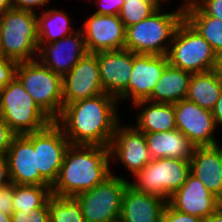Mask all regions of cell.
Instances as JSON below:
<instances>
[{
    "instance_id": "obj_19",
    "label": "cell",
    "mask_w": 222,
    "mask_h": 222,
    "mask_svg": "<svg viewBox=\"0 0 222 222\" xmlns=\"http://www.w3.org/2000/svg\"><path fill=\"white\" fill-rule=\"evenodd\" d=\"M100 80L105 93L118 97L128 86L133 52L123 49L97 52Z\"/></svg>"
},
{
    "instance_id": "obj_41",
    "label": "cell",
    "mask_w": 222,
    "mask_h": 222,
    "mask_svg": "<svg viewBox=\"0 0 222 222\" xmlns=\"http://www.w3.org/2000/svg\"><path fill=\"white\" fill-rule=\"evenodd\" d=\"M212 71L216 72L222 77V49L215 52V60Z\"/></svg>"
},
{
    "instance_id": "obj_16",
    "label": "cell",
    "mask_w": 222,
    "mask_h": 222,
    "mask_svg": "<svg viewBox=\"0 0 222 222\" xmlns=\"http://www.w3.org/2000/svg\"><path fill=\"white\" fill-rule=\"evenodd\" d=\"M11 182L17 185H50L37 168V149L33 146V132L16 135L7 152Z\"/></svg>"
},
{
    "instance_id": "obj_36",
    "label": "cell",
    "mask_w": 222,
    "mask_h": 222,
    "mask_svg": "<svg viewBox=\"0 0 222 222\" xmlns=\"http://www.w3.org/2000/svg\"><path fill=\"white\" fill-rule=\"evenodd\" d=\"M14 183H10L0 188V211L11 215L13 212Z\"/></svg>"
},
{
    "instance_id": "obj_15",
    "label": "cell",
    "mask_w": 222,
    "mask_h": 222,
    "mask_svg": "<svg viewBox=\"0 0 222 222\" xmlns=\"http://www.w3.org/2000/svg\"><path fill=\"white\" fill-rule=\"evenodd\" d=\"M63 105L105 93L100 80L97 53L85 54L62 77Z\"/></svg>"
},
{
    "instance_id": "obj_44",
    "label": "cell",
    "mask_w": 222,
    "mask_h": 222,
    "mask_svg": "<svg viewBox=\"0 0 222 222\" xmlns=\"http://www.w3.org/2000/svg\"><path fill=\"white\" fill-rule=\"evenodd\" d=\"M0 222H12L11 215L4 214L3 212L0 211Z\"/></svg>"
},
{
    "instance_id": "obj_6",
    "label": "cell",
    "mask_w": 222,
    "mask_h": 222,
    "mask_svg": "<svg viewBox=\"0 0 222 222\" xmlns=\"http://www.w3.org/2000/svg\"><path fill=\"white\" fill-rule=\"evenodd\" d=\"M0 119L17 135L40 131L52 122L16 77L0 90Z\"/></svg>"
},
{
    "instance_id": "obj_18",
    "label": "cell",
    "mask_w": 222,
    "mask_h": 222,
    "mask_svg": "<svg viewBox=\"0 0 222 222\" xmlns=\"http://www.w3.org/2000/svg\"><path fill=\"white\" fill-rule=\"evenodd\" d=\"M168 203L179 212L206 218L220 207V199L191 173Z\"/></svg>"
},
{
    "instance_id": "obj_13",
    "label": "cell",
    "mask_w": 222,
    "mask_h": 222,
    "mask_svg": "<svg viewBox=\"0 0 222 222\" xmlns=\"http://www.w3.org/2000/svg\"><path fill=\"white\" fill-rule=\"evenodd\" d=\"M167 64V55L133 53L132 73L127 88L117 97L118 102L130 99L134 104L147 100Z\"/></svg>"
},
{
    "instance_id": "obj_37",
    "label": "cell",
    "mask_w": 222,
    "mask_h": 222,
    "mask_svg": "<svg viewBox=\"0 0 222 222\" xmlns=\"http://www.w3.org/2000/svg\"><path fill=\"white\" fill-rule=\"evenodd\" d=\"M17 134L0 119V155H7L12 140Z\"/></svg>"
},
{
    "instance_id": "obj_25",
    "label": "cell",
    "mask_w": 222,
    "mask_h": 222,
    "mask_svg": "<svg viewBox=\"0 0 222 222\" xmlns=\"http://www.w3.org/2000/svg\"><path fill=\"white\" fill-rule=\"evenodd\" d=\"M222 90V77L214 71L192 74L186 99L212 111Z\"/></svg>"
},
{
    "instance_id": "obj_45",
    "label": "cell",
    "mask_w": 222,
    "mask_h": 222,
    "mask_svg": "<svg viewBox=\"0 0 222 222\" xmlns=\"http://www.w3.org/2000/svg\"><path fill=\"white\" fill-rule=\"evenodd\" d=\"M220 153H221V158H222V145L220 147Z\"/></svg>"
},
{
    "instance_id": "obj_43",
    "label": "cell",
    "mask_w": 222,
    "mask_h": 222,
    "mask_svg": "<svg viewBox=\"0 0 222 222\" xmlns=\"http://www.w3.org/2000/svg\"><path fill=\"white\" fill-rule=\"evenodd\" d=\"M12 9L11 0H0V14Z\"/></svg>"
},
{
    "instance_id": "obj_27",
    "label": "cell",
    "mask_w": 222,
    "mask_h": 222,
    "mask_svg": "<svg viewBox=\"0 0 222 222\" xmlns=\"http://www.w3.org/2000/svg\"><path fill=\"white\" fill-rule=\"evenodd\" d=\"M185 1L184 19L211 45L214 52L221 50L222 20L207 16L192 0Z\"/></svg>"
},
{
    "instance_id": "obj_28",
    "label": "cell",
    "mask_w": 222,
    "mask_h": 222,
    "mask_svg": "<svg viewBox=\"0 0 222 222\" xmlns=\"http://www.w3.org/2000/svg\"><path fill=\"white\" fill-rule=\"evenodd\" d=\"M51 196V185L14 184L12 209L30 213L32 209L44 206Z\"/></svg>"
},
{
    "instance_id": "obj_21",
    "label": "cell",
    "mask_w": 222,
    "mask_h": 222,
    "mask_svg": "<svg viewBox=\"0 0 222 222\" xmlns=\"http://www.w3.org/2000/svg\"><path fill=\"white\" fill-rule=\"evenodd\" d=\"M190 173L198 178L217 198H222V158L220 146L194 147Z\"/></svg>"
},
{
    "instance_id": "obj_8",
    "label": "cell",
    "mask_w": 222,
    "mask_h": 222,
    "mask_svg": "<svg viewBox=\"0 0 222 222\" xmlns=\"http://www.w3.org/2000/svg\"><path fill=\"white\" fill-rule=\"evenodd\" d=\"M190 174V160L174 158L152 159L129 182L134 189L165 199L170 197L184 184Z\"/></svg>"
},
{
    "instance_id": "obj_40",
    "label": "cell",
    "mask_w": 222,
    "mask_h": 222,
    "mask_svg": "<svg viewBox=\"0 0 222 222\" xmlns=\"http://www.w3.org/2000/svg\"><path fill=\"white\" fill-rule=\"evenodd\" d=\"M212 114L218 127L222 126V90L220 92L217 103L215 104Z\"/></svg>"
},
{
    "instance_id": "obj_3",
    "label": "cell",
    "mask_w": 222,
    "mask_h": 222,
    "mask_svg": "<svg viewBox=\"0 0 222 222\" xmlns=\"http://www.w3.org/2000/svg\"><path fill=\"white\" fill-rule=\"evenodd\" d=\"M177 9L167 12L162 4L146 19L127 27L124 49L137 54L167 55L175 31L184 19V1Z\"/></svg>"
},
{
    "instance_id": "obj_14",
    "label": "cell",
    "mask_w": 222,
    "mask_h": 222,
    "mask_svg": "<svg viewBox=\"0 0 222 222\" xmlns=\"http://www.w3.org/2000/svg\"><path fill=\"white\" fill-rule=\"evenodd\" d=\"M89 53L123 50L126 28L119 15L93 13L80 27Z\"/></svg>"
},
{
    "instance_id": "obj_42",
    "label": "cell",
    "mask_w": 222,
    "mask_h": 222,
    "mask_svg": "<svg viewBox=\"0 0 222 222\" xmlns=\"http://www.w3.org/2000/svg\"><path fill=\"white\" fill-rule=\"evenodd\" d=\"M204 222H222V208L219 207L214 213L204 218Z\"/></svg>"
},
{
    "instance_id": "obj_23",
    "label": "cell",
    "mask_w": 222,
    "mask_h": 222,
    "mask_svg": "<svg viewBox=\"0 0 222 222\" xmlns=\"http://www.w3.org/2000/svg\"><path fill=\"white\" fill-rule=\"evenodd\" d=\"M139 111L136 118V129L144 133L165 132L177 129L174 104L141 100L133 104Z\"/></svg>"
},
{
    "instance_id": "obj_24",
    "label": "cell",
    "mask_w": 222,
    "mask_h": 222,
    "mask_svg": "<svg viewBox=\"0 0 222 222\" xmlns=\"http://www.w3.org/2000/svg\"><path fill=\"white\" fill-rule=\"evenodd\" d=\"M191 76V73L168 63L147 100L175 104L186 99Z\"/></svg>"
},
{
    "instance_id": "obj_17",
    "label": "cell",
    "mask_w": 222,
    "mask_h": 222,
    "mask_svg": "<svg viewBox=\"0 0 222 222\" xmlns=\"http://www.w3.org/2000/svg\"><path fill=\"white\" fill-rule=\"evenodd\" d=\"M38 45L37 59L62 77L88 53L81 29L55 42Z\"/></svg>"
},
{
    "instance_id": "obj_38",
    "label": "cell",
    "mask_w": 222,
    "mask_h": 222,
    "mask_svg": "<svg viewBox=\"0 0 222 222\" xmlns=\"http://www.w3.org/2000/svg\"><path fill=\"white\" fill-rule=\"evenodd\" d=\"M51 0H11L12 8L36 12V8L46 7Z\"/></svg>"
},
{
    "instance_id": "obj_29",
    "label": "cell",
    "mask_w": 222,
    "mask_h": 222,
    "mask_svg": "<svg viewBox=\"0 0 222 222\" xmlns=\"http://www.w3.org/2000/svg\"><path fill=\"white\" fill-rule=\"evenodd\" d=\"M50 222H86L81 207L74 197L52 195L47 200Z\"/></svg>"
},
{
    "instance_id": "obj_2",
    "label": "cell",
    "mask_w": 222,
    "mask_h": 222,
    "mask_svg": "<svg viewBox=\"0 0 222 222\" xmlns=\"http://www.w3.org/2000/svg\"><path fill=\"white\" fill-rule=\"evenodd\" d=\"M109 147L70 144L51 186L52 195L74 197L103 183L112 175Z\"/></svg>"
},
{
    "instance_id": "obj_39",
    "label": "cell",
    "mask_w": 222,
    "mask_h": 222,
    "mask_svg": "<svg viewBox=\"0 0 222 222\" xmlns=\"http://www.w3.org/2000/svg\"><path fill=\"white\" fill-rule=\"evenodd\" d=\"M11 183L8 160L6 155H0V188Z\"/></svg>"
},
{
    "instance_id": "obj_20",
    "label": "cell",
    "mask_w": 222,
    "mask_h": 222,
    "mask_svg": "<svg viewBox=\"0 0 222 222\" xmlns=\"http://www.w3.org/2000/svg\"><path fill=\"white\" fill-rule=\"evenodd\" d=\"M166 203L165 199L140 192L128 184L122 196L119 222H161Z\"/></svg>"
},
{
    "instance_id": "obj_4",
    "label": "cell",
    "mask_w": 222,
    "mask_h": 222,
    "mask_svg": "<svg viewBox=\"0 0 222 222\" xmlns=\"http://www.w3.org/2000/svg\"><path fill=\"white\" fill-rule=\"evenodd\" d=\"M38 51L37 12L12 8L0 14V54L3 57L26 62L36 59Z\"/></svg>"
},
{
    "instance_id": "obj_26",
    "label": "cell",
    "mask_w": 222,
    "mask_h": 222,
    "mask_svg": "<svg viewBox=\"0 0 222 222\" xmlns=\"http://www.w3.org/2000/svg\"><path fill=\"white\" fill-rule=\"evenodd\" d=\"M72 20L64 10L44 9L37 13L38 44H49L75 33Z\"/></svg>"
},
{
    "instance_id": "obj_35",
    "label": "cell",
    "mask_w": 222,
    "mask_h": 222,
    "mask_svg": "<svg viewBox=\"0 0 222 222\" xmlns=\"http://www.w3.org/2000/svg\"><path fill=\"white\" fill-rule=\"evenodd\" d=\"M99 8L94 13L103 15H119L124 0H93Z\"/></svg>"
},
{
    "instance_id": "obj_9",
    "label": "cell",
    "mask_w": 222,
    "mask_h": 222,
    "mask_svg": "<svg viewBox=\"0 0 222 222\" xmlns=\"http://www.w3.org/2000/svg\"><path fill=\"white\" fill-rule=\"evenodd\" d=\"M129 181L112 173L103 183L74 196L86 222H119L122 196Z\"/></svg>"
},
{
    "instance_id": "obj_11",
    "label": "cell",
    "mask_w": 222,
    "mask_h": 222,
    "mask_svg": "<svg viewBox=\"0 0 222 222\" xmlns=\"http://www.w3.org/2000/svg\"><path fill=\"white\" fill-rule=\"evenodd\" d=\"M108 147L111 162L118 160L132 176L152 160L145 133L131 124L122 125L120 122Z\"/></svg>"
},
{
    "instance_id": "obj_12",
    "label": "cell",
    "mask_w": 222,
    "mask_h": 222,
    "mask_svg": "<svg viewBox=\"0 0 222 222\" xmlns=\"http://www.w3.org/2000/svg\"><path fill=\"white\" fill-rule=\"evenodd\" d=\"M177 129L182 132L194 147L217 144L215 123L212 111L183 99L174 104Z\"/></svg>"
},
{
    "instance_id": "obj_7",
    "label": "cell",
    "mask_w": 222,
    "mask_h": 222,
    "mask_svg": "<svg viewBox=\"0 0 222 222\" xmlns=\"http://www.w3.org/2000/svg\"><path fill=\"white\" fill-rule=\"evenodd\" d=\"M168 63L191 74L212 71L215 52L185 20L178 25L167 53Z\"/></svg>"
},
{
    "instance_id": "obj_32",
    "label": "cell",
    "mask_w": 222,
    "mask_h": 222,
    "mask_svg": "<svg viewBox=\"0 0 222 222\" xmlns=\"http://www.w3.org/2000/svg\"><path fill=\"white\" fill-rule=\"evenodd\" d=\"M161 222H204V218L179 212L167 202L162 212Z\"/></svg>"
},
{
    "instance_id": "obj_46",
    "label": "cell",
    "mask_w": 222,
    "mask_h": 222,
    "mask_svg": "<svg viewBox=\"0 0 222 222\" xmlns=\"http://www.w3.org/2000/svg\"><path fill=\"white\" fill-rule=\"evenodd\" d=\"M220 207L222 208V198L220 199Z\"/></svg>"
},
{
    "instance_id": "obj_34",
    "label": "cell",
    "mask_w": 222,
    "mask_h": 222,
    "mask_svg": "<svg viewBox=\"0 0 222 222\" xmlns=\"http://www.w3.org/2000/svg\"><path fill=\"white\" fill-rule=\"evenodd\" d=\"M185 1V0H184ZM207 16L222 20V0H192Z\"/></svg>"
},
{
    "instance_id": "obj_22",
    "label": "cell",
    "mask_w": 222,
    "mask_h": 222,
    "mask_svg": "<svg viewBox=\"0 0 222 222\" xmlns=\"http://www.w3.org/2000/svg\"><path fill=\"white\" fill-rule=\"evenodd\" d=\"M147 148L152 159L174 158L190 160L194 146L178 129L145 133Z\"/></svg>"
},
{
    "instance_id": "obj_33",
    "label": "cell",
    "mask_w": 222,
    "mask_h": 222,
    "mask_svg": "<svg viewBox=\"0 0 222 222\" xmlns=\"http://www.w3.org/2000/svg\"><path fill=\"white\" fill-rule=\"evenodd\" d=\"M18 62L0 54V90L16 77Z\"/></svg>"
},
{
    "instance_id": "obj_10",
    "label": "cell",
    "mask_w": 222,
    "mask_h": 222,
    "mask_svg": "<svg viewBox=\"0 0 222 222\" xmlns=\"http://www.w3.org/2000/svg\"><path fill=\"white\" fill-rule=\"evenodd\" d=\"M69 145L62 128L55 121L42 130L33 132V146L37 149V168L51 186L58 177Z\"/></svg>"
},
{
    "instance_id": "obj_1",
    "label": "cell",
    "mask_w": 222,
    "mask_h": 222,
    "mask_svg": "<svg viewBox=\"0 0 222 222\" xmlns=\"http://www.w3.org/2000/svg\"><path fill=\"white\" fill-rule=\"evenodd\" d=\"M118 104L116 97L101 93L63 105L55 122L72 145L108 147L121 122Z\"/></svg>"
},
{
    "instance_id": "obj_30",
    "label": "cell",
    "mask_w": 222,
    "mask_h": 222,
    "mask_svg": "<svg viewBox=\"0 0 222 222\" xmlns=\"http://www.w3.org/2000/svg\"><path fill=\"white\" fill-rule=\"evenodd\" d=\"M167 0H124L119 18L127 28L154 13Z\"/></svg>"
},
{
    "instance_id": "obj_5",
    "label": "cell",
    "mask_w": 222,
    "mask_h": 222,
    "mask_svg": "<svg viewBox=\"0 0 222 222\" xmlns=\"http://www.w3.org/2000/svg\"><path fill=\"white\" fill-rule=\"evenodd\" d=\"M16 78L52 121L60 116L63 109L62 76L54 73L36 58L19 62Z\"/></svg>"
},
{
    "instance_id": "obj_31",
    "label": "cell",
    "mask_w": 222,
    "mask_h": 222,
    "mask_svg": "<svg viewBox=\"0 0 222 222\" xmlns=\"http://www.w3.org/2000/svg\"><path fill=\"white\" fill-rule=\"evenodd\" d=\"M12 222H50V213L47 203L40 207L32 209L30 213L22 210L13 211L11 214Z\"/></svg>"
}]
</instances>
